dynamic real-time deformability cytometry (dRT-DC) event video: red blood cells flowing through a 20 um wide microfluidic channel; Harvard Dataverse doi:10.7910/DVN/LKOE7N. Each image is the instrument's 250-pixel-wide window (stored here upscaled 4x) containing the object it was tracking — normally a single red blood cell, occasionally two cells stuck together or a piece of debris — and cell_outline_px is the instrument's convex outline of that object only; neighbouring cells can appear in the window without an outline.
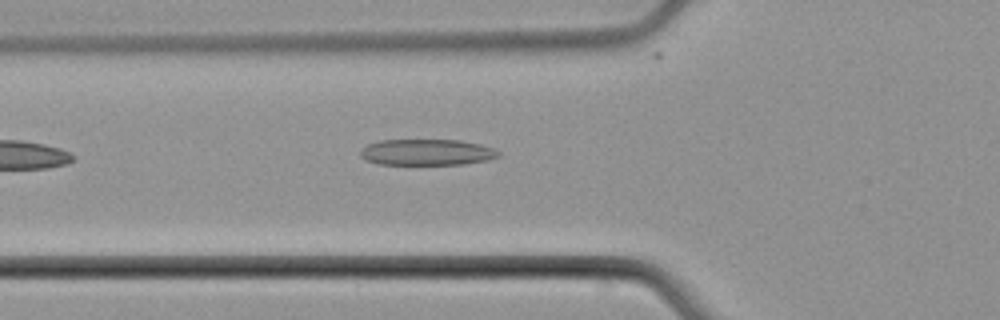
{"species": "common noctule bat (a hibernating species)", "species_latin": "Nyctalus noctula", "temperature_condition": "cold", "stored_images_in_passage": 5, "camera_frame_rate_fps": 3000, "um_per_image_px": 0.085, "animal": {"sex": "male", "body_mass_g": 21.5, "forearm_length_mm": 52.0}, "frame": {"image": 1, "passage_image": 5, "time_ms": 5.0, "image_size_px": [1000, 320], "cell_outline_px": [[500, 156], [488, 160], [464, 164], [380, 164], [368, 160], [360, 156], [360, 152], [368, 144], [380, 140], [460, 140], [480, 144], [496, 148], [500, 152]], "centroid_in_image_um": [36.35, 12.93], "position_along_channel_um": 89.5, "area_um2": 20.98}}